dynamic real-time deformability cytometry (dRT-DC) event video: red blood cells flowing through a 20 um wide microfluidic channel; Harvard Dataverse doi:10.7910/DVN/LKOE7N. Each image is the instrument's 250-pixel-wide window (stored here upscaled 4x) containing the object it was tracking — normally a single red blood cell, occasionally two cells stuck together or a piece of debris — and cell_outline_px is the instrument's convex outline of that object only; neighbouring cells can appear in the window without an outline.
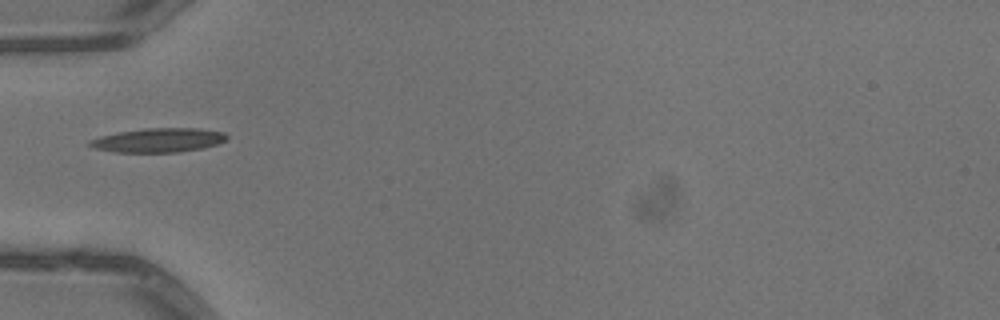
{"species": "common noctule bat (a hibernating species)", "species_latin": "Nyctalus noctula", "temperature_condition": "warm", "stored_images_in_passage": 35, "camera_frame_rate_fps": 3000, "um_per_image_px": 0.085, "animal": {"sex": "male", "body_mass_g": 13.3}, "frame": {"image": 1, "passage_image": 1, "time_ms": 0.0, "image_size_px": [1000, 320], "cell_outline_px": [[228, 140], [216, 144], [200, 148], [180, 152], [116, 152], [92, 148], [84, 144], [88, 140], [100, 136], [120, 132], [144, 128], [200, 128], [224, 132], [228, 136]], "centroid_in_image_um": [13.43, 11.91], "position_along_channel_um": 71.6, "area_um2": 19.42}}
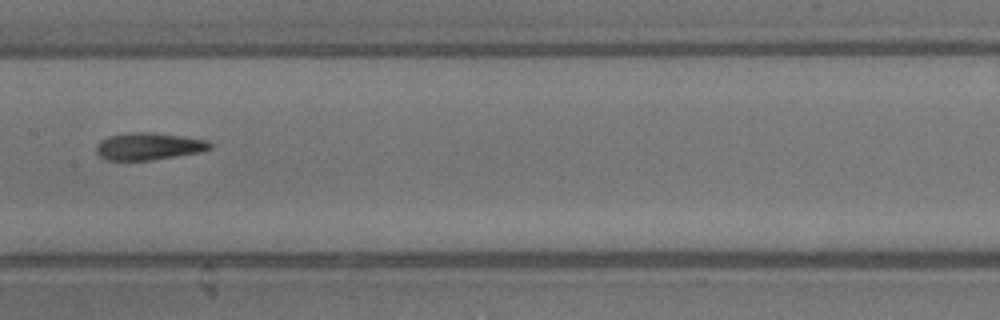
{"frame": {"image": 2, "passage_image": 10, "time_ms": 3.0, "image_size_px": [1000, 320], "cell_outline_px": [[212, 148], [200, 152], [152, 160], [108, 160], [100, 156], [96, 152], [96, 148], [100, 140], [108, 136], [128, 132], [152, 132], [184, 136], [208, 140], [212, 144]], "centroid_in_image_um": [12.65, 12.42], "position_along_channel_um": 194.7, "area_um2": 18.15}}
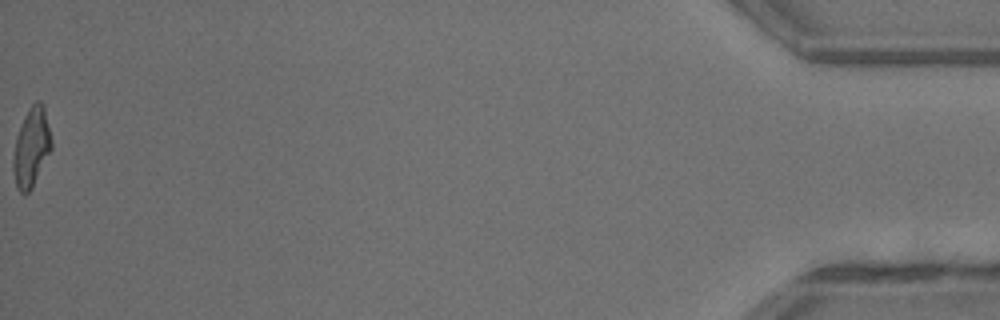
{"frame": {"image": 3, "passage_image": 35, "time_ms": 11.333, "image_size_px": [1000, 320], "cell_outline_px": [[52, 148], [32, 188], [28, 192], [20, 192], [16, 188], [12, 168], [12, 164], [16, 136], [24, 116], [32, 104], [36, 100], [40, 100], [44, 104], [52, 140]], "centroid_in_image_um": [2.67, 12.5], "position_along_channel_um": 432.5, "area_um2": 17.69}, "authors_computed_cell_mechanics": {"area_um2": 17.918, "velocity_mm_per_s": 4.0687, "shape_relaxation_time_tau1_ms": 7.3781, "shape_relaxation_time_tau2_ms": 2.0974, "deformation_change_tau1": 0.2283, "deformation_change_tau2": 0.1069}}